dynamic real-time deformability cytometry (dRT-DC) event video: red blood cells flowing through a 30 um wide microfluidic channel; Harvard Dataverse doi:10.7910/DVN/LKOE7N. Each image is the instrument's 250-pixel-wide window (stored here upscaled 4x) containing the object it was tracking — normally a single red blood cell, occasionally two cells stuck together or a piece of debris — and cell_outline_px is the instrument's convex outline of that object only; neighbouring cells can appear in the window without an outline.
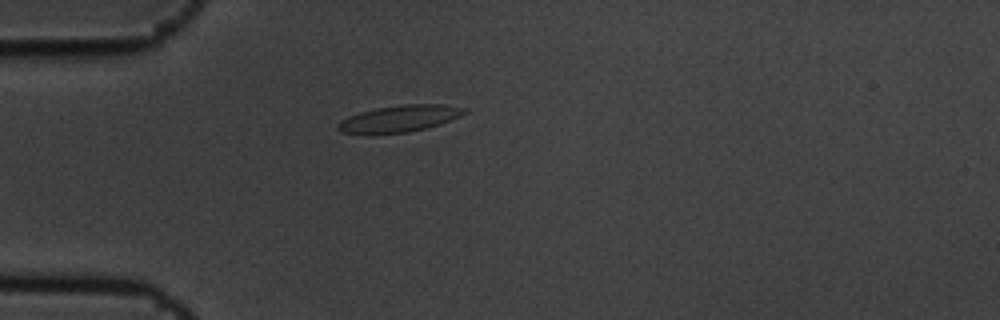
{"species": "common noctule bat (a hibernating species)", "species_latin": "Nyctalus noctula", "temperature_condition": "cold", "stored_images_in_passage": 1, "camera_frame_rate_fps": 3000, "um_per_image_px": 0.085, "animal": {"sex": "male", "body_mass_g": 19.5, "forearm_length_mm": 54.6}, "frame": {"image": 1, "passage_image": 1, "time_ms": 0.0, "image_size_px": [1000, 320], "cell_outline_px": [[468, 112], [460, 116], [440, 124], [408, 132], [340, 132], [336, 128], [336, 124], [360, 112], [376, 108], [404, 104], [444, 104], [468, 108]], "centroid_in_image_um": [34.06, 10.04], "position_along_channel_um": 50.9, "area_um2": 19.07}}